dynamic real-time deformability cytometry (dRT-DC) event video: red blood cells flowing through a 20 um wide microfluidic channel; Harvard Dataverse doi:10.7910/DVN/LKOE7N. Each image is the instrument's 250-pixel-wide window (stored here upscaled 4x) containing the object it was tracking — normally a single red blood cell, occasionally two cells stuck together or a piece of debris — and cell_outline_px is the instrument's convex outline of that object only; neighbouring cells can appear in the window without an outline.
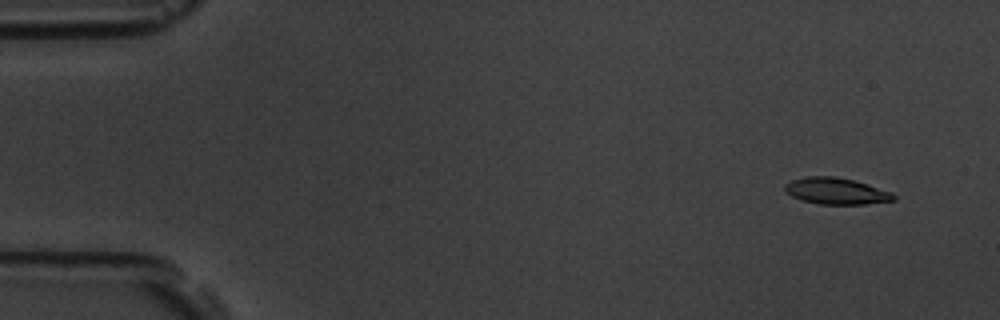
{"species": "common noctule bat (a hibernating species)", "species_latin": "Nyctalus noctula", "temperature_condition": "room temperature", "stored_images_in_passage": 5, "camera_frame_rate_fps": 3000, "um_per_image_px": 0.085, "animal": {"sex": "male", "body_mass_g": 19.5, "forearm_length_mm": 54.6}, "frame": {"image": 1, "passage_image": 1, "time_ms": 0.0, "image_size_px": [1000, 320], "cell_outline_px": [[896, 200], [864, 204], [820, 204], [800, 200], [784, 192], [784, 184], [792, 180], [804, 176], [836, 176], [852, 180], [892, 192], [896, 196]], "centroid_in_image_um": [71.03, 16.24], "position_along_channel_um": 14.0, "area_um2": 16.82}}
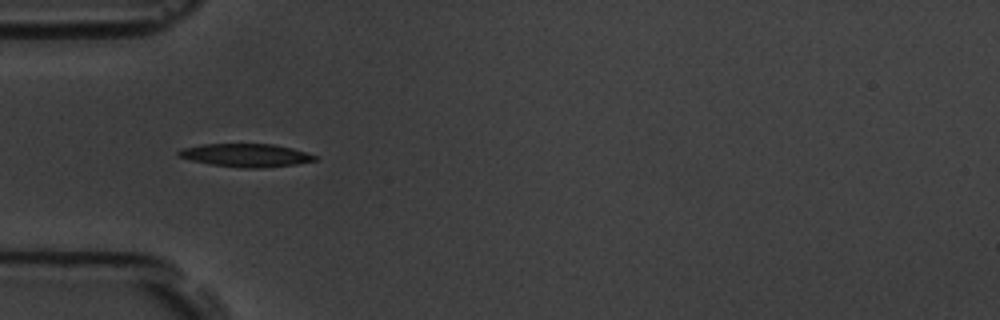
{"frame": {"image": 2, "passage_image": 5, "time_ms": 4.667, "image_size_px": [1000, 320], "cell_outline_px": [[316, 160], [296, 164], [264, 168], [244, 168], [212, 164], [192, 160], [180, 156], [176, 152], [184, 148], [204, 144], [276, 144], [292, 148], [316, 156]], "centroid_in_image_um": [20.93, 13.19], "position_along_channel_um": 64.1, "area_um2": 18.09}}